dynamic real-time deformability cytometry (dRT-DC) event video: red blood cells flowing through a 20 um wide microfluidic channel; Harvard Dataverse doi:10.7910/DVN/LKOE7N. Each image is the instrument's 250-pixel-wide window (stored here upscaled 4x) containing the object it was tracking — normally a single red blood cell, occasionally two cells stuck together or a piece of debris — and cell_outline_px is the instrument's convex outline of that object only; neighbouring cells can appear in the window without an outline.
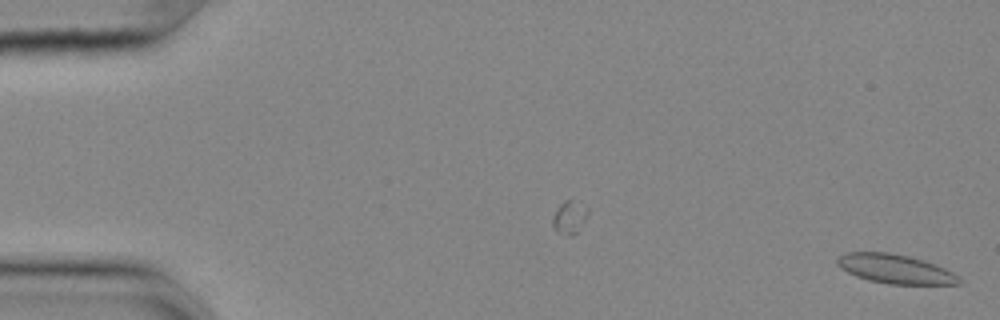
{"species": "common noctule bat (a hibernating species)", "species_latin": "Nyctalus noctula", "temperature_condition": "cold", "stored_images_in_passage": 56, "camera_frame_rate_fps": 3000, "um_per_image_px": 0.085, "animal": {"sex": "female", "body_mass_g": 25.1}, "frame": {"image": 1, "passage_image": 1, "time_ms": 0.0, "image_size_px": [1000, 320], "cell_outline_px": [[960, 284], [888, 284], [868, 280], [856, 276], [840, 268], [836, 264], [836, 260], [844, 252], [888, 252], [908, 256], [924, 260], [936, 264], [952, 272], [960, 280]], "centroid_in_image_um": [76.05, 22.85], "position_along_channel_um": 8.9, "area_um2": 20.63}}
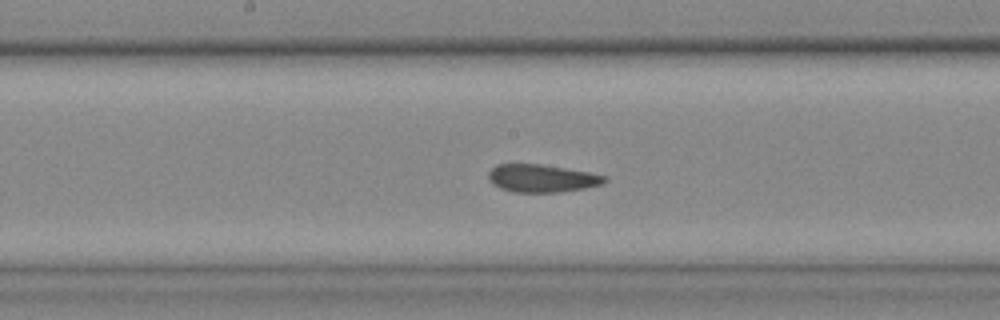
{"frame": {"image": 2, "passage_image": 29, "time_ms": 9.333, "image_size_px": [1000, 320], "cell_outline_px": [[608, 180], [604, 184], [584, 188], [560, 192], [512, 192], [500, 188], [492, 184], [488, 180], [488, 172], [496, 164], [540, 164], [588, 172], [608, 176]], "centroid_in_image_um": [46.05, 15.16], "position_along_channel_um": 202.2, "area_um2": 18.9}}
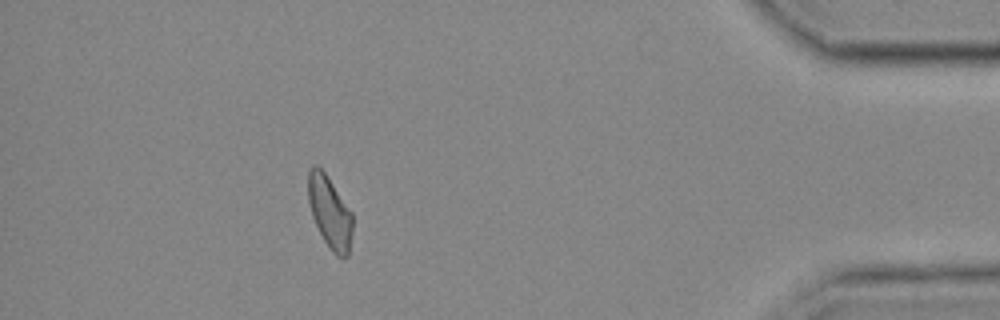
{"frame": {"image": 3, "passage_image": 50, "time_ms": 16.333, "image_size_px": [1000, 320], "cell_outline_px": [[352, 232], [348, 256], [336, 256], [332, 252], [324, 240], [312, 216], [308, 200], [308, 172], [312, 164], [316, 164], [324, 172], [352, 212]], "centroid_in_image_um": [28.02, 18.02], "position_along_channel_um": 407.2, "area_um2": 18.44}, "authors_computed_cell_mechanics": {"area_um2": 19.3341, "velocity_mm_per_s": 3.6188, "shape_relaxation_time_tau1_ms": null, "shape_relaxation_time_tau2_ms": 1.6022, "deformation_change_tau1": null, "deformation_change_tau2": 0.0713}}